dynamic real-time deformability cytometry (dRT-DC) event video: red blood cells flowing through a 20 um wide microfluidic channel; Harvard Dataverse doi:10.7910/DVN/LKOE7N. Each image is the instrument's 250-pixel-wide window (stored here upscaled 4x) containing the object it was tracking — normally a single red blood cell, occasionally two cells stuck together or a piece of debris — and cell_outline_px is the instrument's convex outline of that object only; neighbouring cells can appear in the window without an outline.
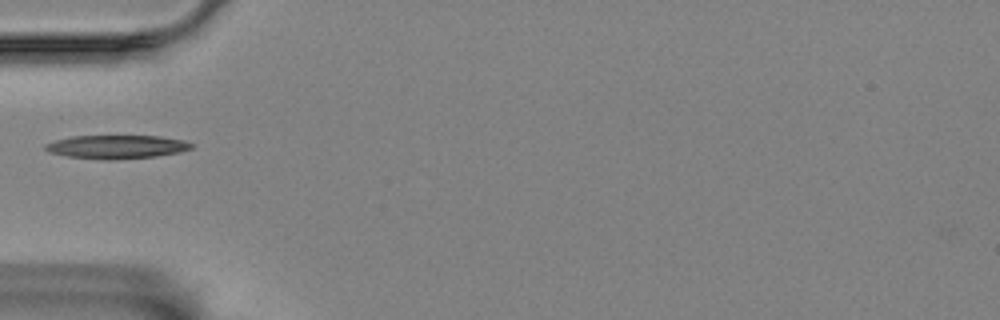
{"species": "Egyptian fruit bat (a non-hibernating species)", "species_latin": "Rousettus aegyptiacus", "temperature_condition": "room temperature", "stored_images_in_passage": 39, "camera_frame_rate_fps": 3000, "um_per_image_px": 0.085, "animal": {"sex": "female"}, "frame": {"image": 1, "passage_image": 1, "time_ms": 0.0, "image_size_px": [1000, 320], "cell_outline_px": [[196, 144], [192, 148], [180, 152], [156, 156], [108, 160], [68, 156], [48, 152], [44, 148], [44, 144], [56, 140], [72, 136], [160, 136], [184, 140]], "centroid_in_image_um": [9.94, 12.47], "position_along_channel_um": 75.1, "area_um2": 20.0}}
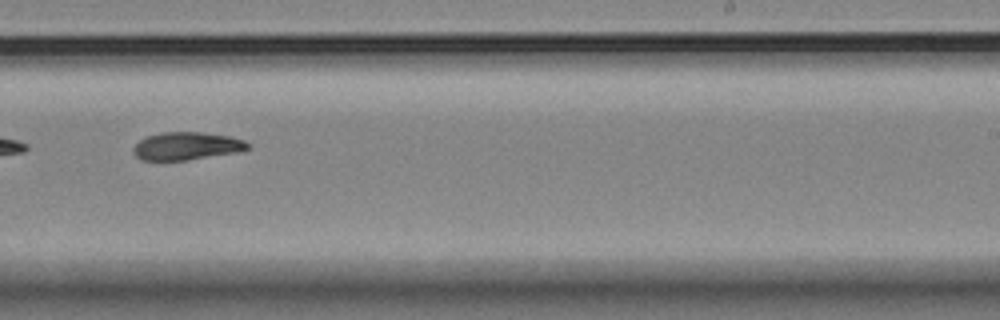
{"frame": {"image": 2, "passage_image": 18, "time_ms": 5.667, "image_size_px": [1000, 320], "cell_outline_px": [[252, 148], [236, 152], [184, 160], [140, 160], [132, 152], [132, 148], [144, 136], [160, 132], [200, 132], [228, 136], [244, 140]], "centroid_in_image_um": [15.81, 12.4], "position_along_channel_um": 273.2, "area_um2": 18.5}}
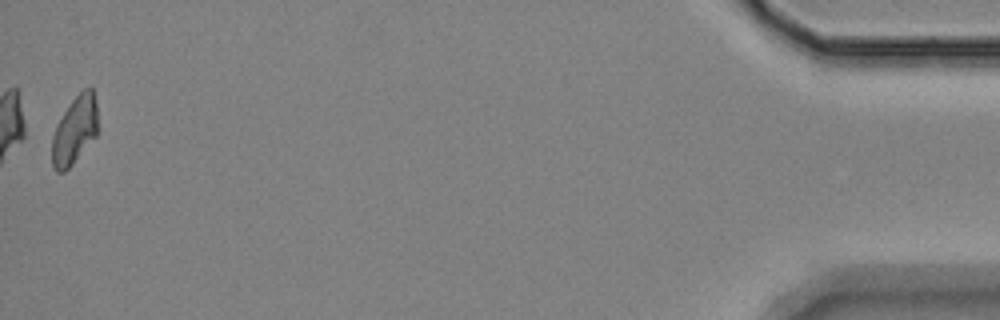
{"frame": {"image": 3, "passage_image": 39, "time_ms": 12.667, "image_size_px": [1000, 320], "cell_outline_px": [[96, 136], [72, 164], [64, 172], [56, 172], [52, 168], [52, 136], [64, 112], [72, 100], [84, 88], [92, 88], [96, 104]], "centroid_in_image_um": [6.33, 11.1], "position_along_channel_um": 428.9, "area_um2": 17.69}}